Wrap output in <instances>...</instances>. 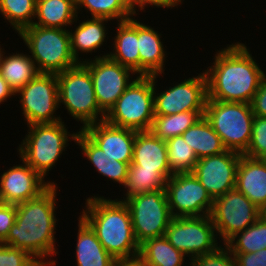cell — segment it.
Listing matches in <instances>:
<instances>
[{
    "label": "cell",
    "mask_w": 266,
    "mask_h": 266,
    "mask_svg": "<svg viewBox=\"0 0 266 266\" xmlns=\"http://www.w3.org/2000/svg\"><path fill=\"white\" fill-rule=\"evenodd\" d=\"M56 185L57 183L51 184L36 198L16 204L15 223L2 242L27 251L42 266H55L57 262L51 257L59 253L55 245V230L58 225L55 213Z\"/></svg>",
    "instance_id": "obj_1"
},
{
    "label": "cell",
    "mask_w": 266,
    "mask_h": 266,
    "mask_svg": "<svg viewBox=\"0 0 266 266\" xmlns=\"http://www.w3.org/2000/svg\"><path fill=\"white\" fill-rule=\"evenodd\" d=\"M248 50L245 44L234 42L215 54L213 66L204 70L208 100L251 103L266 71Z\"/></svg>",
    "instance_id": "obj_2"
},
{
    "label": "cell",
    "mask_w": 266,
    "mask_h": 266,
    "mask_svg": "<svg viewBox=\"0 0 266 266\" xmlns=\"http://www.w3.org/2000/svg\"><path fill=\"white\" fill-rule=\"evenodd\" d=\"M85 200L86 206L80 217L95 232L103 248L115 260L138 258L140 245L134 234L129 208L124 201L99 195Z\"/></svg>",
    "instance_id": "obj_3"
},
{
    "label": "cell",
    "mask_w": 266,
    "mask_h": 266,
    "mask_svg": "<svg viewBox=\"0 0 266 266\" xmlns=\"http://www.w3.org/2000/svg\"><path fill=\"white\" fill-rule=\"evenodd\" d=\"M64 121L33 124L18 147L19 158L37 171L44 179L53 169L69 140H76L77 132L70 133Z\"/></svg>",
    "instance_id": "obj_4"
},
{
    "label": "cell",
    "mask_w": 266,
    "mask_h": 266,
    "mask_svg": "<svg viewBox=\"0 0 266 266\" xmlns=\"http://www.w3.org/2000/svg\"><path fill=\"white\" fill-rule=\"evenodd\" d=\"M21 37L40 73H60L79 63L71 52L69 29L31 25L22 29Z\"/></svg>",
    "instance_id": "obj_5"
},
{
    "label": "cell",
    "mask_w": 266,
    "mask_h": 266,
    "mask_svg": "<svg viewBox=\"0 0 266 266\" xmlns=\"http://www.w3.org/2000/svg\"><path fill=\"white\" fill-rule=\"evenodd\" d=\"M59 106L85 127L103 121L105 113L99 108L90 71L82 64L56 74ZM62 103V104H61Z\"/></svg>",
    "instance_id": "obj_6"
},
{
    "label": "cell",
    "mask_w": 266,
    "mask_h": 266,
    "mask_svg": "<svg viewBox=\"0 0 266 266\" xmlns=\"http://www.w3.org/2000/svg\"><path fill=\"white\" fill-rule=\"evenodd\" d=\"M111 109L108 123L135 131H149L154 113V76L137 75Z\"/></svg>",
    "instance_id": "obj_7"
},
{
    "label": "cell",
    "mask_w": 266,
    "mask_h": 266,
    "mask_svg": "<svg viewBox=\"0 0 266 266\" xmlns=\"http://www.w3.org/2000/svg\"><path fill=\"white\" fill-rule=\"evenodd\" d=\"M204 117L227 150L241 154L247 150L254 120L249 103L207 100Z\"/></svg>",
    "instance_id": "obj_8"
},
{
    "label": "cell",
    "mask_w": 266,
    "mask_h": 266,
    "mask_svg": "<svg viewBox=\"0 0 266 266\" xmlns=\"http://www.w3.org/2000/svg\"><path fill=\"white\" fill-rule=\"evenodd\" d=\"M128 206L132 226L139 245L146 240L165 236L173 218L165 189L131 196L124 200Z\"/></svg>",
    "instance_id": "obj_9"
},
{
    "label": "cell",
    "mask_w": 266,
    "mask_h": 266,
    "mask_svg": "<svg viewBox=\"0 0 266 266\" xmlns=\"http://www.w3.org/2000/svg\"><path fill=\"white\" fill-rule=\"evenodd\" d=\"M215 233V226L209 215L173 217L165 237L190 261L194 257L214 252L219 247Z\"/></svg>",
    "instance_id": "obj_10"
},
{
    "label": "cell",
    "mask_w": 266,
    "mask_h": 266,
    "mask_svg": "<svg viewBox=\"0 0 266 266\" xmlns=\"http://www.w3.org/2000/svg\"><path fill=\"white\" fill-rule=\"evenodd\" d=\"M18 95L27 126L62 121L60 115L55 113L60 108L56 74L39 73L15 93V96Z\"/></svg>",
    "instance_id": "obj_11"
},
{
    "label": "cell",
    "mask_w": 266,
    "mask_h": 266,
    "mask_svg": "<svg viewBox=\"0 0 266 266\" xmlns=\"http://www.w3.org/2000/svg\"><path fill=\"white\" fill-rule=\"evenodd\" d=\"M258 207L236 188L213 200L210 218L216 234L226 244L259 219ZM221 236V237H220Z\"/></svg>",
    "instance_id": "obj_12"
},
{
    "label": "cell",
    "mask_w": 266,
    "mask_h": 266,
    "mask_svg": "<svg viewBox=\"0 0 266 266\" xmlns=\"http://www.w3.org/2000/svg\"><path fill=\"white\" fill-rule=\"evenodd\" d=\"M92 59H85L82 64L90 71L98 106L106 114L132 83L136 73L106 55H96Z\"/></svg>",
    "instance_id": "obj_13"
},
{
    "label": "cell",
    "mask_w": 266,
    "mask_h": 266,
    "mask_svg": "<svg viewBox=\"0 0 266 266\" xmlns=\"http://www.w3.org/2000/svg\"><path fill=\"white\" fill-rule=\"evenodd\" d=\"M165 192L172 217L210 215L213 199L192 172L173 174Z\"/></svg>",
    "instance_id": "obj_14"
},
{
    "label": "cell",
    "mask_w": 266,
    "mask_h": 266,
    "mask_svg": "<svg viewBox=\"0 0 266 266\" xmlns=\"http://www.w3.org/2000/svg\"><path fill=\"white\" fill-rule=\"evenodd\" d=\"M158 76L154 75L155 115H173L190 110H205L208 100V90L207 78L204 71L202 73L200 72L198 76L184 79V81L173 85V87L156 93Z\"/></svg>",
    "instance_id": "obj_15"
},
{
    "label": "cell",
    "mask_w": 266,
    "mask_h": 266,
    "mask_svg": "<svg viewBox=\"0 0 266 266\" xmlns=\"http://www.w3.org/2000/svg\"><path fill=\"white\" fill-rule=\"evenodd\" d=\"M241 155V153L226 150L197 161L192 173L213 200L236 188L237 168Z\"/></svg>",
    "instance_id": "obj_16"
},
{
    "label": "cell",
    "mask_w": 266,
    "mask_h": 266,
    "mask_svg": "<svg viewBox=\"0 0 266 266\" xmlns=\"http://www.w3.org/2000/svg\"><path fill=\"white\" fill-rule=\"evenodd\" d=\"M22 164L8 168L0 176V202L18 204L36 198L54 182L44 178L20 158Z\"/></svg>",
    "instance_id": "obj_17"
},
{
    "label": "cell",
    "mask_w": 266,
    "mask_h": 266,
    "mask_svg": "<svg viewBox=\"0 0 266 266\" xmlns=\"http://www.w3.org/2000/svg\"><path fill=\"white\" fill-rule=\"evenodd\" d=\"M82 131L105 154L117 161L131 163L136 138L135 130L114 126L103 120L85 127Z\"/></svg>",
    "instance_id": "obj_18"
},
{
    "label": "cell",
    "mask_w": 266,
    "mask_h": 266,
    "mask_svg": "<svg viewBox=\"0 0 266 266\" xmlns=\"http://www.w3.org/2000/svg\"><path fill=\"white\" fill-rule=\"evenodd\" d=\"M236 189L258 208L266 203V160L241 155Z\"/></svg>",
    "instance_id": "obj_19"
},
{
    "label": "cell",
    "mask_w": 266,
    "mask_h": 266,
    "mask_svg": "<svg viewBox=\"0 0 266 266\" xmlns=\"http://www.w3.org/2000/svg\"><path fill=\"white\" fill-rule=\"evenodd\" d=\"M162 34L151 26L138 21V51L140 56V75L154 76L164 74L166 51L161 41Z\"/></svg>",
    "instance_id": "obj_20"
},
{
    "label": "cell",
    "mask_w": 266,
    "mask_h": 266,
    "mask_svg": "<svg viewBox=\"0 0 266 266\" xmlns=\"http://www.w3.org/2000/svg\"><path fill=\"white\" fill-rule=\"evenodd\" d=\"M113 52L106 55L111 60L132 69L140 75V56L138 49V21L135 17L126 21L117 22Z\"/></svg>",
    "instance_id": "obj_21"
},
{
    "label": "cell",
    "mask_w": 266,
    "mask_h": 266,
    "mask_svg": "<svg viewBox=\"0 0 266 266\" xmlns=\"http://www.w3.org/2000/svg\"><path fill=\"white\" fill-rule=\"evenodd\" d=\"M130 165L148 170H170L166 142L149 131H136Z\"/></svg>",
    "instance_id": "obj_22"
},
{
    "label": "cell",
    "mask_w": 266,
    "mask_h": 266,
    "mask_svg": "<svg viewBox=\"0 0 266 266\" xmlns=\"http://www.w3.org/2000/svg\"><path fill=\"white\" fill-rule=\"evenodd\" d=\"M75 144L80 150L82 149V154L94 165L98 174L108 177L114 181L113 183L117 182L121 186L125 184L130 163L117 161L105 154L82 130L77 133Z\"/></svg>",
    "instance_id": "obj_23"
},
{
    "label": "cell",
    "mask_w": 266,
    "mask_h": 266,
    "mask_svg": "<svg viewBox=\"0 0 266 266\" xmlns=\"http://www.w3.org/2000/svg\"><path fill=\"white\" fill-rule=\"evenodd\" d=\"M111 21L105 18H88L82 22H78L79 25L75 26V30H69L71 52L78 63H83L85 59H80V53H91L99 48L106 42V36H108L107 23ZM94 50V51H93ZM80 52V53H79ZM82 60V61H81Z\"/></svg>",
    "instance_id": "obj_24"
},
{
    "label": "cell",
    "mask_w": 266,
    "mask_h": 266,
    "mask_svg": "<svg viewBox=\"0 0 266 266\" xmlns=\"http://www.w3.org/2000/svg\"><path fill=\"white\" fill-rule=\"evenodd\" d=\"M78 217L77 266H113L116 260L103 248L91 227Z\"/></svg>",
    "instance_id": "obj_25"
},
{
    "label": "cell",
    "mask_w": 266,
    "mask_h": 266,
    "mask_svg": "<svg viewBox=\"0 0 266 266\" xmlns=\"http://www.w3.org/2000/svg\"><path fill=\"white\" fill-rule=\"evenodd\" d=\"M35 19L37 21L35 20L33 25L36 26L71 28V25L79 21L76 0H36Z\"/></svg>",
    "instance_id": "obj_26"
},
{
    "label": "cell",
    "mask_w": 266,
    "mask_h": 266,
    "mask_svg": "<svg viewBox=\"0 0 266 266\" xmlns=\"http://www.w3.org/2000/svg\"><path fill=\"white\" fill-rule=\"evenodd\" d=\"M3 50L0 51V74L16 93L40 72L29 54L16 52L5 57Z\"/></svg>",
    "instance_id": "obj_27"
},
{
    "label": "cell",
    "mask_w": 266,
    "mask_h": 266,
    "mask_svg": "<svg viewBox=\"0 0 266 266\" xmlns=\"http://www.w3.org/2000/svg\"><path fill=\"white\" fill-rule=\"evenodd\" d=\"M182 137L185 143L193 149L198 159L218 155L227 150L220 136L204 116L195 125L189 127Z\"/></svg>",
    "instance_id": "obj_28"
},
{
    "label": "cell",
    "mask_w": 266,
    "mask_h": 266,
    "mask_svg": "<svg viewBox=\"0 0 266 266\" xmlns=\"http://www.w3.org/2000/svg\"><path fill=\"white\" fill-rule=\"evenodd\" d=\"M173 175L170 170H148L141 169V166L129 165L127 178L123 185L126 189L125 196L119 201L147 192L165 189L167 180Z\"/></svg>",
    "instance_id": "obj_29"
},
{
    "label": "cell",
    "mask_w": 266,
    "mask_h": 266,
    "mask_svg": "<svg viewBox=\"0 0 266 266\" xmlns=\"http://www.w3.org/2000/svg\"><path fill=\"white\" fill-rule=\"evenodd\" d=\"M186 257L171 245L165 236H162L142 243L138 258L145 266H184Z\"/></svg>",
    "instance_id": "obj_30"
},
{
    "label": "cell",
    "mask_w": 266,
    "mask_h": 266,
    "mask_svg": "<svg viewBox=\"0 0 266 266\" xmlns=\"http://www.w3.org/2000/svg\"><path fill=\"white\" fill-rule=\"evenodd\" d=\"M205 114V110H190L173 115H155L150 131L160 139L167 141L182 135L195 125Z\"/></svg>",
    "instance_id": "obj_31"
},
{
    "label": "cell",
    "mask_w": 266,
    "mask_h": 266,
    "mask_svg": "<svg viewBox=\"0 0 266 266\" xmlns=\"http://www.w3.org/2000/svg\"><path fill=\"white\" fill-rule=\"evenodd\" d=\"M87 9L92 18H105L117 22L132 18L135 13L123 2V0H76L77 15Z\"/></svg>",
    "instance_id": "obj_32"
},
{
    "label": "cell",
    "mask_w": 266,
    "mask_h": 266,
    "mask_svg": "<svg viewBox=\"0 0 266 266\" xmlns=\"http://www.w3.org/2000/svg\"><path fill=\"white\" fill-rule=\"evenodd\" d=\"M35 8L36 0H0V14L17 33L33 25Z\"/></svg>",
    "instance_id": "obj_33"
},
{
    "label": "cell",
    "mask_w": 266,
    "mask_h": 266,
    "mask_svg": "<svg viewBox=\"0 0 266 266\" xmlns=\"http://www.w3.org/2000/svg\"><path fill=\"white\" fill-rule=\"evenodd\" d=\"M231 253H251L266 248V223L258 219L225 244Z\"/></svg>",
    "instance_id": "obj_34"
},
{
    "label": "cell",
    "mask_w": 266,
    "mask_h": 266,
    "mask_svg": "<svg viewBox=\"0 0 266 266\" xmlns=\"http://www.w3.org/2000/svg\"><path fill=\"white\" fill-rule=\"evenodd\" d=\"M165 142L170 171L173 174L192 172L199 159L193 149L185 143L182 135Z\"/></svg>",
    "instance_id": "obj_35"
},
{
    "label": "cell",
    "mask_w": 266,
    "mask_h": 266,
    "mask_svg": "<svg viewBox=\"0 0 266 266\" xmlns=\"http://www.w3.org/2000/svg\"><path fill=\"white\" fill-rule=\"evenodd\" d=\"M243 155L251 158H266V117L254 116L252 135Z\"/></svg>",
    "instance_id": "obj_36"
},
{
    "label": "cell",
    "mask_w": 266,
    "mask_h": 266,
    "mask_svg": "<svg viewBox=\"0 0 266 266\" xmlns=\"http://www.w3.org/2000/svg\"><path fill=\"white\" fill-rule=\"evenodd\" d=\"M223 246L219 245L214 252L194 257L189 266H237L235 256L225 244Z\"/></svg>",
    "instance_id": "obj_37"
},
{
    "label": "cell",
    "mask_w": 266,
    "mask_h": 266,
    "mask_svg": "<svg viewBox=\"0 0 266 266\" xmlns=\"http://www.w3.org/2000/svg\"><path fill=\"white\" fill-rule=\"evenodd\" d=\"M0 266H42L27 251L0 243Z\"/></svg>",
    "instance_id": "obj_38"
},
{
    "label": "cell",
    "mask_w": 266,
    "mask_h": 266,
    "mask_svg": "<svg viewBox=\"0 0 266 266\" xmlns=\"http://www.w3.org/2000/svg\"><path fill=\"white\" fill-rule=\"evenodd\" d=\"M16 220V204L0 202V243L8 236L10 228Z\"/></svg>",
    "instance_id": "obj_39"
},
{
    "label": "cell",
    "mask_w": 266,
    "mask_h": 266,
    "mask_svg": "<svg viewBox=\"0 0 266 266\" xmlns=\"http://www.w3.org/2000/svg\"><path fill=\"white\" fill-rule=\"evenodd\" d=\"M237 266H266V248L251 253H232Z\"/></svg>",
    "instance_id": "obj_40"
},
{
    "label": "cell",
    "mask_w": 266,
    "mask_h": 266,
    "mask_svg": "<svg viewBox=\"0 0 266 266\" xmlns=\"http://www.w3.org/2000/svg\"><path fill=\"white\" fill-rule=\"evenodd\" d=\"M254 116L266 117V75L250 103Z\"/></svg>",
    "instance_id": "obj_41"
},
{
    "label": "cell",
    "mask_w": 266,
    "mask_h": 266,
    "mask_svg": "<svg viewBox=\"0 0 266 266\" xmlns=\"http://www.w3.org/2000/svg\"><path fill=\"white\" fill-rule=\"evenodd\" d=\"M182 1L184 0H139V10L138 11H144L145 7L156 6L161 8H173L177 7L179 4H182Z\"/></svg>",
    "instance_id": "obj_42"
},
{
    "label": "cell",
    "mask_w": 266,
    "mask_h": 266,
    "mask_svg": "<svg viewBox=\"0 0 266 266\" xmlns=\"http://www.w3.org/2000/svg\"><path fill=\"white\" fill-rule=\"evenodd\" d=\"M14 95V91L9 87L8 83L0 74V104H4L3 102L7 101V99H10Z\"/></svg>",
    "instance_id": "obj_43"
},
{
    "label": "cell",
    "mask_w": 266,
    "mask_h": 266,
    "mask_svg": "<svg viewBox=\"0 0 266 266\" xmlns=\"http://www.w3.org/2000/svg\"><path fill=\"white\" fill-rule=\"evenodd\" d=\"M113 266H145L139 258L129 260H116Z\"/></svg>",
    "instance_id": "obj_44"
},
{
    "label": "cell",
    "mask_w": 266,
    "mask_h": 266,
    "mask_svg": "<svg viewBox=\"0 0 266 266\" xmlns=\"http://www.w3.org/2000/svg\"><path fill=\"white\" fill-rule=\"evenodd\" d=\"M123 2L136 14L135 17L139 15L136 13V11L138 12L137 8L139 7V0H123Z\"/></svg>",
    "instance_id": "obj_45"
},
{
    "label": "cell",
    "mask_w": 266,
    "mask_h": 266,
    "mask_svg": "<svg viewBox=\"0 0 266 266\" xmlns=\"http://www.w3.org/2000/svg\"><path fill=\"white\" fill-rule=\"evenodd\" d=\"M258 209L259 219L266 223V203H263Z\"/></svg>",
    "instance_id": "obj_46"
}]
</instances>
